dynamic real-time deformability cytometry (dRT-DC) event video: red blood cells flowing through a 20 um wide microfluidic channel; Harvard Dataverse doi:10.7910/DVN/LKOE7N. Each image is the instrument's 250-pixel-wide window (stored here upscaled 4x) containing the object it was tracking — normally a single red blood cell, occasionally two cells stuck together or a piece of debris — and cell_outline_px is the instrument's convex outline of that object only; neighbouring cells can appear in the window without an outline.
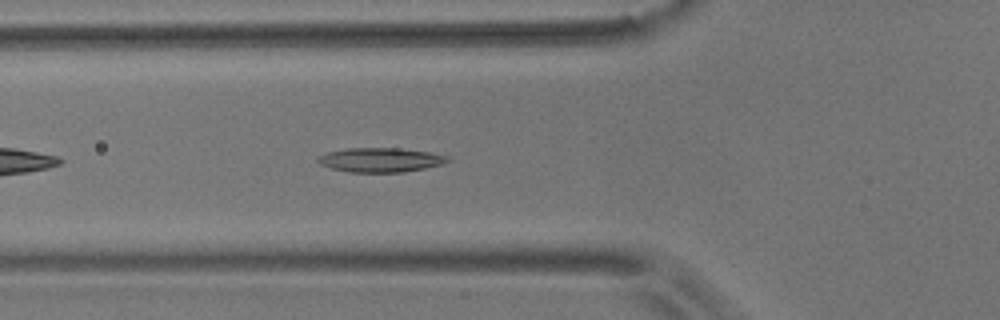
{"species": "common noctule bat (a hibernating species)", "species_latin": "Nyctalus noctula", "temperature_condition": "room temperature", "stored_images_in_passage": 41, "camera_frame_rate_fps": 3000, "um_per_image_px": 0.085, "animal": {"sex": "male", "body_mass_g": 17.9}, "frame": {"image": 1, "passage_image": 6, "time_ms": 1.667, "image_size_px": [1000, 320], "cell_outline_px": [[452, 160], [444, 164], [404, 172], [348, 172], [332, 168], [320, 164], [316, 160], [316, 156], [328, 152], [348, 148], [396, 148], [428, 152], [448, 156]], "centroid_in_image_um": [32.33, 13.59], "position_along_channel_um": 93.5, "area_um2": 18.38}}
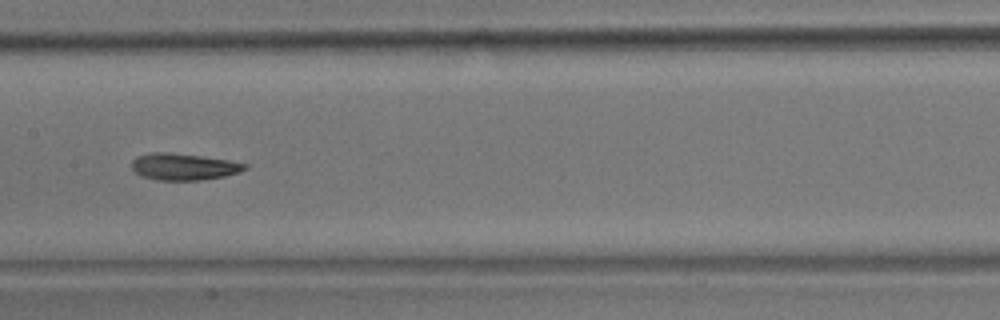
{"frame": {"image": 2, "passage_image": 14, "time_ms": 4.333, "image_size_px": [1000, 320], "cell_outline_px": [[248, 168], [240, 172], [224, 176], [200, 180], [160, 180], [140, 176], [132, 168], [132, 160], [136, 156], [152, 152], [168, 152], [200, 156], [228, 160], [248, 164]], "centroid_in_image_um": [15.61, 14.17], "position_along_channel_um": 191.8, "area_um2": 17.57}}
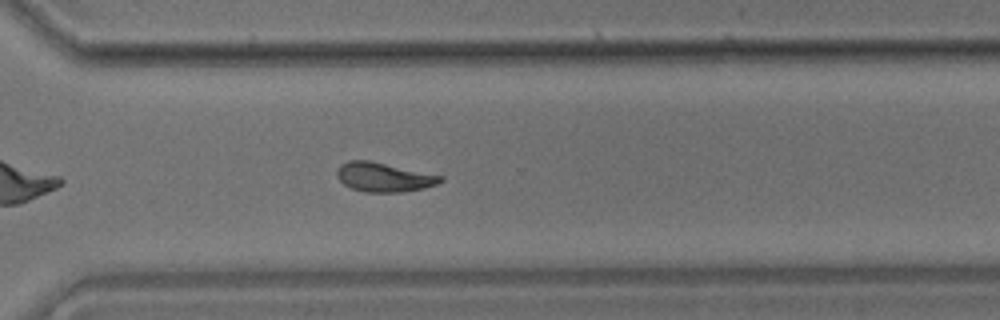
{"frame": {"image": 3, "passage_image": 26, "time_ms": 8.333, "image_size_px": [1000, 320], "cell_outline_px": [[444, 180], [436, 184], [424, 188], [404, 192], [364, 192], [352, 188], [344, 184], [336, 176], [336, 172], [340, 164], [348, 160], [368, 160], [444, 176]], "centroid_in_image_um": [32.62, 15.06], "position_along_channel_um": 338.0, "area_um2": 17.63}, "authors_computed_cell_mechanics": {"area_um2": 17.5134, "velocity_mm_per_s": 3.6658, "shape_relaxation_time_tau1_ms": 9.9322, "shape_relaxation_time_tau2_ms": 2.5274, "deformation_change_tau1": 0.2137, "deformation_change_tau2": 0.0822}}